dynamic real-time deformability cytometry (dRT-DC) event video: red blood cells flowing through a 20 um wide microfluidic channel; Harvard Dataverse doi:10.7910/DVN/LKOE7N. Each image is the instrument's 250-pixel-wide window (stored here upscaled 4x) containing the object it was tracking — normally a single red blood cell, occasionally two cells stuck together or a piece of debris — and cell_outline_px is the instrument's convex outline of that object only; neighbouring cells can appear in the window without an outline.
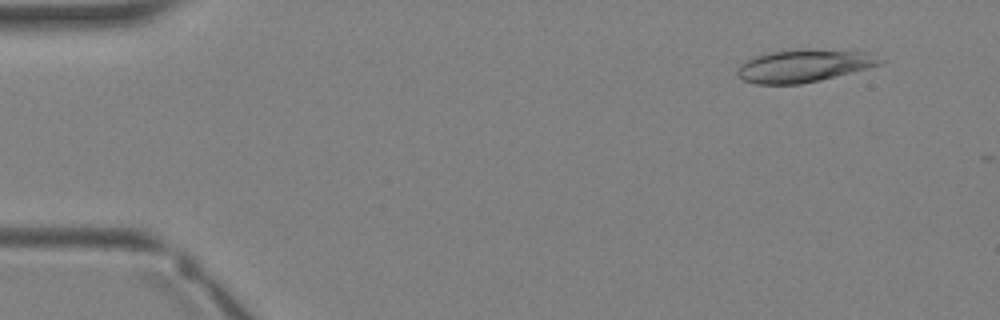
{"species": "Egyptian fruit bat (a non-hibernating species)", "species_latin": "Rousettus aegyptiacus", "temperature_condition": "warm", "stored_images_in_passage": 2, "camera_frame_rate_fps": 3000, "um_per_image_px": 0.085, "animal": {"sex": "female"}, "frame": {"image": 1, "passage_image": 1, "time_ms": 0.0, "image_size_px": [1000, 320], "cell_outline_px": [[884, 60], [880, 64], [868, 68], [820, 80], [800, 84], [756, 84], [744, 80], [736, 72], [740, 64], [756, 56], [772, 52], [808, 48], [812, 48], [868, 52]], "centroid_in_image_um": [68.35, 5.58], "position_along_channel_um": 16.6, "area_um2": 26.99}}